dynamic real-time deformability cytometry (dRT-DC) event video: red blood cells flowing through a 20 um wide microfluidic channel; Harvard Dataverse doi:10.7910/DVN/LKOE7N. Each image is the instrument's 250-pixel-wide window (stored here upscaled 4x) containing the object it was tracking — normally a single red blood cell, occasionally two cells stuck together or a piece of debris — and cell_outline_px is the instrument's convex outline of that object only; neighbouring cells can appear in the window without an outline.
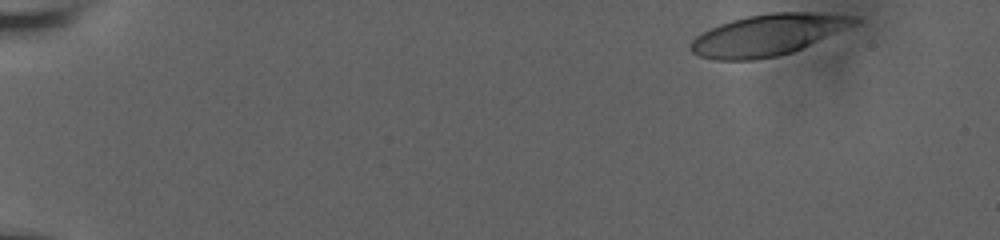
{"species": "human", "species_latin": "Homo sapiens", "temperature_condition": "room temperature", "stored_images_in_passage": 52, "camera_frame_rate_fps": 3000, "um_per_image_px": 0.085, "donor": {"sex": "male"}, "frame": {"image": 1, "passage_image": 1, "time_ms": 0.0, "image_size_px": [1000, 240], "cell_outline_px": [[860, 20], [856, 24], [792, 52], [776, 56], [756, 60], [716, 60], [700, 56], [692, 52], [688, 48], [688, 44], [696, 36], [720, 24], [732, 20], [748, 16], [768, 12], [812, 12], [856, 16]], "centroid_in_image_um": [65.24, 2.96], "position_along_channel_um": 19.8, "area_um2": 39.13}}
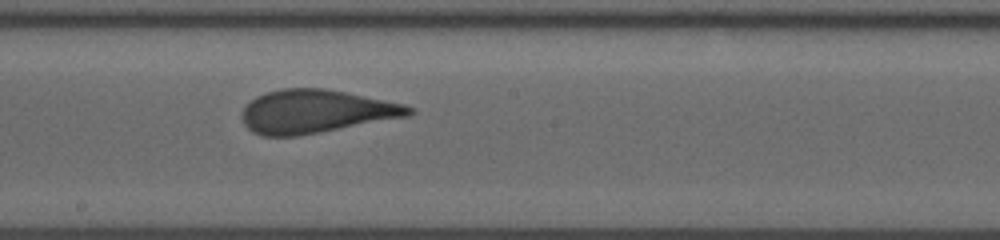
{"frame": {"image": 2, "passage_image": 29, "time_ms": 9.333, "image_size_px": [1000, 240], "cell_outline_px": [[416, 112], [408, 116], [320, 132], [296, 136], [264, 136], [252, 132], [244, 124], [244, 104], [256, 96], [268, 92], [284, 88], [324, 88], [404, 104], [416, 108]], "centroid_in_image_um": [26.84, 9.47], "position_along_channel_um": 221.4, "area_um2": 41.79}}
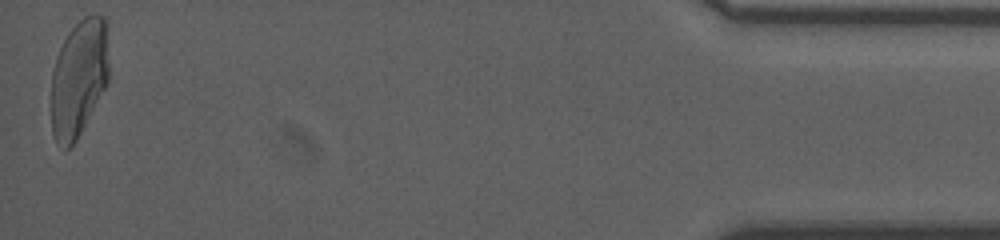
{"frame": {"image": 3, "passage_image": 52, "time_ms": 17.0, "image_size_px": [1000, 240], "cell_outline_px": [[108, 84], [76, 140], [68, 148], [64, 148], [56, 144], [52, 132], [52, 72], [56, 56], [68, 32], [84, 16], [104, 16], [108, 20]], "centroid_in_image_um": [6.72, 6.61], "position_along_channel_um": 428.5, "area_um2": 39.65}, "authors_computed_cell_mechanics": {"area_um2": 41.6738, "velocity_mm_per_s": 3.7467, "shape_relaxation_time_tau1_ms": 8.9873, "shape_relaxation_time_tau2_ms": 0.9859, "deformation_change_tau1": 0.2688, "deformation_change_tau2": 0.0982}}